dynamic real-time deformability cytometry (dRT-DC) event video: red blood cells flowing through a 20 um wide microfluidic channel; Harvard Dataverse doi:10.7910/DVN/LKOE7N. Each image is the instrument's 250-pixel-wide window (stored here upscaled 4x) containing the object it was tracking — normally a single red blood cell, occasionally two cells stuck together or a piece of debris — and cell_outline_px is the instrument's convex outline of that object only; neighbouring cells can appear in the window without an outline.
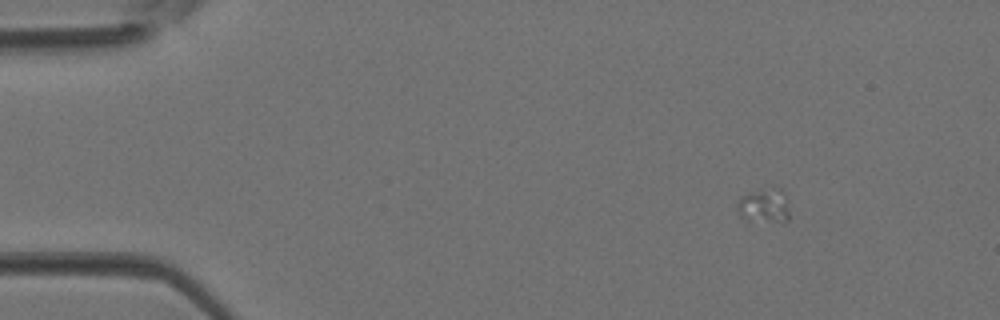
{"species": "Egyptian fruit bat (a non-hibernating species)", "species_latin": "Rousettus aegyptiacus", "temperature_condition": "room temperature", "stored_images_in_passage": 2, "camera_frame_rate_fps": 3000, "um_per_image_px": 0.085, "animal": {"sex": "female"}, "frame": {"image": 1, "passage_image": 1, "time_ms": 0.0, "image_size_px": [1000, 320], "cell_outline_px": [[788, 220], [784, 224], [748, 220], [740, 216], [736, 208], [736, 204], [740, 196], [752, 192], [776, 188], [780, 188], [784, 192], [788, 200]], "centroid_in_image_um": [64.97, 17.53], "position_along_channel_um": 20.0, "area_um2": 10.75}}